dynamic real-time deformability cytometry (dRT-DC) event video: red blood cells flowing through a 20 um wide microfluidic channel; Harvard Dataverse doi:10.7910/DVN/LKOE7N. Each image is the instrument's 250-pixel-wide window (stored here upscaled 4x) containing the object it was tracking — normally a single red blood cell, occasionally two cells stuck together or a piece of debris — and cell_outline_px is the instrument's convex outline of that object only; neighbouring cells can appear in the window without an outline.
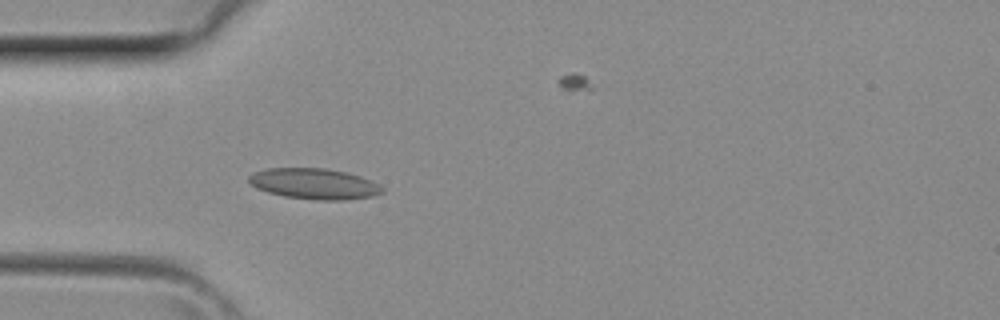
{"species": "common noctule bat (a hibernating species)", "species_latin": "Nyctalus noctula", "temperature_condition": "room temperature", "stored_images_in_passage": 1, "camera_frame_rate_fps": 3000, "um_per_image_px": 0.085, "animal": {"sex": "female", "body_mass_g": 29.2, "forearm_length_mm": 56.3}, "frame": {"image": 1, "passage_image": 1, "time_ms": 0.0, "image_size_px": [1000, 320], "cell_outline_px": [[384, 192], [372, 196], [344, 200], [316, 200], [284, 196], [268, 192], [256, 188], [248, 180], [248, 176], [256, 172], [268, 168], [324, 168], [344, 172], [360, 176], [380, 184], [384, 188]], "centroid_in_image_um": [26.73, 15.62], "position_along_channel_um": 58.3, "area_um2": 23.81}}